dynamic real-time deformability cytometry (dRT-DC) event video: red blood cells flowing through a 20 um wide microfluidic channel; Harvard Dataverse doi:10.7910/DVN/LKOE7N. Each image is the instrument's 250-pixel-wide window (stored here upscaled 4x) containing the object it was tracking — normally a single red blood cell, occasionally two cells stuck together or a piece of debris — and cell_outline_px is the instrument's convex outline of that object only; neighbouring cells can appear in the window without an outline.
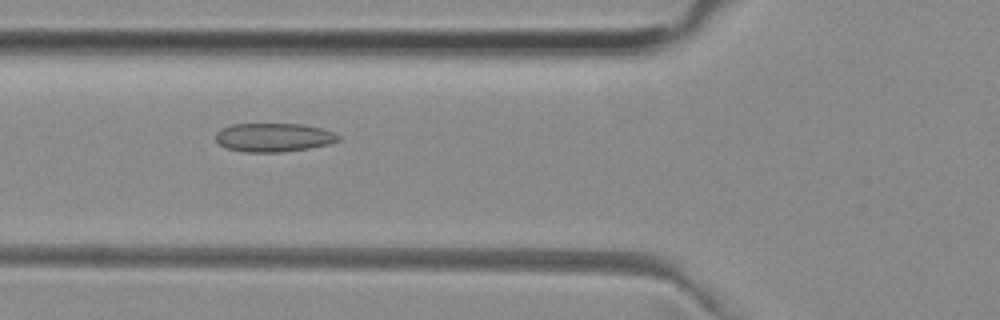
{"species": "common noctule bat (a hibernating species)", "species_latin": "Nyctalus noctula", "temperature_condition": "room temperature", "stored_images_in_passage": 37, "camera_frame_rate_fps": 3000, "um_per_image_px": 0.085, "animal": {"sex": "female", "body_mass_g": 29.2, "forearm_length_mm": 56.3}, "frame": {"image": 1, "passage_image": 4, "time_ms": 1.0, "image_size_px": [1000, 320], "cell_outline_px": [[340, 140], [328, 144], [308, 148], [280, 152], [244, 152], [228, 148], [220, 144], [216, 140], [216, 132], [220, 128], [232, 124], [304, 124], [324, 128], [340, 136]], "centroid_in_image_um": [23.26, 11.67], "position_along_channel_um": 102.5, "area_um2": 20.52}}
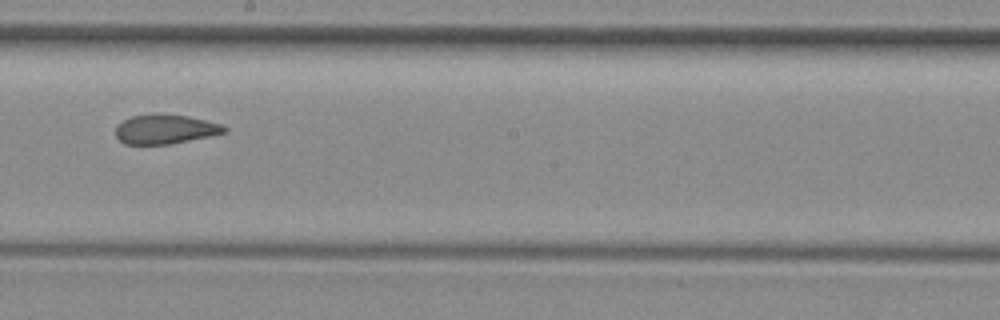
{"frame": {"image": 2, "passage_image": 14, "time_ms": 4.333, "image_size_px": [1000, 320], "cell_outline_px": [[228, 132], [168, 144], [124, 144], [116, 136], [116, 124], [132, 116], [160, 112], [164, 112], [188, 116], [220, 124], [228, 128]], "centroid_in_image_um": [14.02, 10.95], "position_along_channel_um": 234.2, "area_um2": 18.73}}
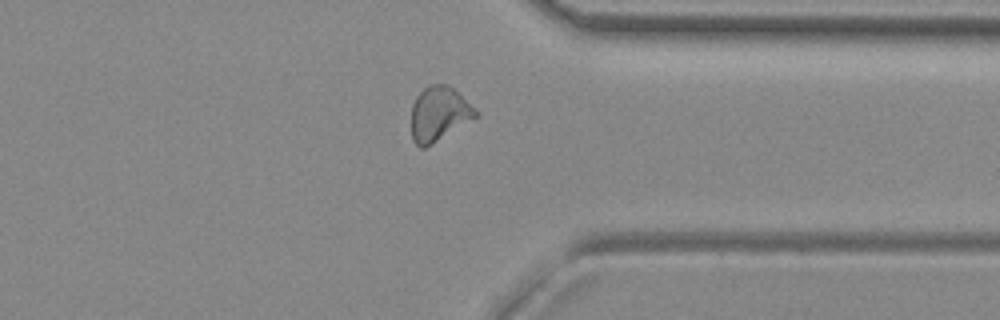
{"frame": {"image": 3, "passage_image": 25, "time_ms": 8.0, "image_size_px": [1000, 320], "cell_outline_px": [[480, 116], [432, 144], [424, 148], [420, 148], [412, 140], [412, 104], [416, 96], [428, 84], [448, 84], [476, 108], [480, 112]], "centroid_in_image_um": [37.34, 9.68], "position_along_channel_um": 374.1, "area_um2": 20.69}, "authors_computed_cell_mechanics": {"area_um2": 19.941, "velocity_mm_per_s": 3.9528, "shape_relaxation_time_tau1_ms": null, "shape_relaxation_time_tau2_ms": 1.6568, "deformation_change_tau1": null, "deformation_change_tau2": 0.0827}}